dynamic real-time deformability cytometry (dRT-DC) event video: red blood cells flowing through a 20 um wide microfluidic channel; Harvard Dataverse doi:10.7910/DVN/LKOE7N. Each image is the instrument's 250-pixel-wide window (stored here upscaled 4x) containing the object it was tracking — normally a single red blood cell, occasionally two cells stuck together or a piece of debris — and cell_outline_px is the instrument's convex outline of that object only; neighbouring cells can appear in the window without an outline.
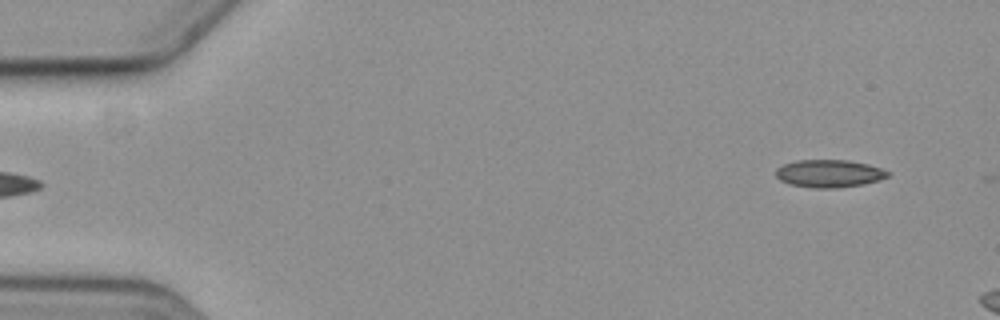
{"species": "common noctule bat (a hibernating species)", "species_latin": "Nyctalus noctula", "temperature_condition": "cold", "stored_images_in_passage": 6, "camera_frame_rate_fps": 3000, "um_per_image_px": 0.085, "animal": {"sex": "female", "body_mass_g": 19.3, "forearm_length_mm": 54.1}, "frame": {"image": 1, "passage_image": 6, "time_ms": 6.667, "image_size_px": [1000, 320], "cell_outline_px": [[892, 172], [888, 176], [880, 180], [864, 184], [836, 188], [812, 188], [788, 184], [780, 180], [776, 176], [776, 168], [784, 164], [796, 160], [848, 160], [868, 164]], "centroid_in_image_um": [70.48, 14.75], "position_along_channel_um": 14.5, "area_um2": 18.21}}